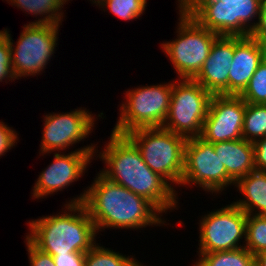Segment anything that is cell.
I'll return each instance as SVG.
<instances>
[{
    "label": "cell",
    "instance_id": "6da1fadb",
    "mask_svg": "<svg viewBox=\"0 0 266 266\" xmlns=\"http://www.w3.org/2000/svg\"><path fill=\"white\" fill-rule=\"evenodd\" d=\"M176 38L160 49L169 57L178 79H193L208 58L214 41L237 19L230 0H213L195 11H179Z\"/></svg>",
    "mask_w": 266,
    "mask_h": 266
},
{
    "label": "cell",
    "instance_id": "7a4b0ae2",
    "mask_svg": "<svg viewBox=\"0 0 266 266\" xmlns=\"http://www.w3.org/2000/svg\"><path fill=\"white\" fill-rule=\"evenodd\" d=\"M95 175L92 184L86 186L79 196L63 204L83 203L98 234L102 235L105 229L144 231L146 227L170 225L150 201L109 181L100 172Z\"/></svg>",
    "mask_w": 266,
    "mask_h": 266
},
{
    "label": "cell",
    "instance_id": "3957f363",
    "mask_svg": "<svg viewBox=\"0 0 266 266\" xmlns=\"http://www.w3.org/2000/svg\"><path fill=\"white\" fill-rule=\"evenodd\" d=\"M105 143L101 150L97 146L94 157L104 163L99 172L105 178L150 201L163 215L180 208L178 191L145 164L140 151L126 135L111 132Z\"/></svg>",
    "mask_w": 266,
    "mask_h": 266
},
{
    "label": "cell",
    "instance_id": "277c9868",
    "mask_svg": "<svg viewBox=\"0 0 266 266\" xmlns=\"http://www.w3.org/2000/svg\"><path fill=\"white\" fill-rule=\"evenodd\" d=\"M62 211L27 223L26 238L39 250L54 256L86 253L98 241V233L83 203L64 204Z\"/></svg>",
    "mask_w": 266,
    "mask_h": 266
},
{
    "label": "cell",
    "instance_id": "5b68a950",
    "mask_svg": "<svg viewBox=\"0 0 266 266\" xmlns=\"http://www.w3.org/2000/svg\"><path fill=\"white\" fill-rule=\"evenodd\" d=\"M157 84V85H156ZM125 90L118 120L111 132L125 135L138 128L162 127L167 117L173 80Z\"/></svg>",
    "mask_w": 266,
    "mask_h": 266
},
{
    "label": "cell",
    "instance_id": "8992f818",
    "mask_svg": "<svg viewBox=\"0 0 266 266\" xmlns=\"http://www.w3.org/2000/svg\"><path fill=\"white\" fill-rule=\"evenodd\" d=\"M125 135L136 145L145 164L178 190L187 138L163 127L138 128Z\"/></svg>",
    "mask_w": 266,
    "mask_h": 266
},
{
    "label": "cell",
    "instance_id": "52a82bcc",
    "mask_svg": "<svg viewBox=\"0 0 266 266\" xmlns=\"http://www.w3.org/2000/svg\"><path fill=\"white\" fill-rule=\"evenodd\" d=\"M60 26L58 24H24L16 42L12 38L10 29H2L9 40L12 70L16 80L29 78V76L38 78L44 73L57 51Z\"/></svg>",
    "mask_w": 266,
    "mask_h": 266
},
{
    "label": "cell",
    "instance_id": "ba28073f",
    "mask_svg": "<svg viewBox=\"0 0 266 266\" xmlns=\"http://www.w3.org/2000/svg\"><path fill=\"white\" fill-rule=\"evenodd\" d=\"M212 94L193 79H175L163 128L185 138L200 137Z\"/></svg>",
    "mask_w": 266,
    "mask_h": 266
},
{
    "label": "cell",
    "instance_id": "9c48e42d",
    "mask_svg": "<svg viewBox=\"0 0 266 266\" xmlns=\"http://www.w3.org/2000/svg\"><path fill=\"white\" fill-rule=\"evenodd\" d=\"M192 185L201 188L206 194H214V197L223 195L229 187L235 185V181L227 174L224 164L216 155L213 144L200 137L187 138L185 144L184 171L180 187L188 189L193 188Z\"/></svg>",
    "mask_w": 266,
    "mask_h": 266
},
{
    "label": "cell",
    "instance_id": "30bf717a",
    "mask_svg": "<svg viewBox=\"0 0 266 266\" xmlns=\"http://www.w3.org/2000/svg\"><path fill=\"white\" fill-rule=\"evenodd\" d=\"M48 113L43 115L40 157L53 152H71L69 149L75 148L74 145L92 136L97 120L106 119L103 111L96 115L85 107H78L70 112Z\"/></svg>",
    "mask_w": 266,
    "mask_h": 266
},
{
    "label": "cell",
    "instance_id": "8fae6325",
    "mask_svg": "<svg viewBox=\"0 0 266 266\" xmlns=\"http://www.w3.org/2000/svg\"><path fill=\"white\" fill-rule=\"evenodd\" d=\"M212 210L202 215L197 223L200 231L197 254L244 247L247 214L233 202Z\"/></svg>",
    "mask_w": 266,
    "mask_h": 266
},
{
    "label": "cell",
    "instance_id": "7c38bea8",
    "mask_svg": "<svg viewBox=\"0 0 266 266\" xmlns=\"http://www.w3.org/2000/svg\"><path fill=\"white\" fill-rule=\"evenodd\" d=\"M90 144L68 153H53L52 162L39 173L35 180L31 189V199L48 198L59 191L63 192L64 189L79 181L95 160L98 142Z\"/></svg>",
    "mask_w": 266,
    "mask_h": 266
},
{
    "label": "cell",
    "instance_id": "4fadbf2b",
    "mask_svg": "<svg viewBox=\"0 0 266 266\" xmlns=\"http://www.w3.org/2000/svg\"><path fill=\"white\" fill-rule=\"evenodd\" d=\"M245 108L239 95H213L200 138L212 144L242 139Z\"/></svg>",
    "mask_w": 266,
    "mask_h": 266
},
{
    "label": "cell",
    "instance_id": "5bb4252c",
    "mask_svg": "<svg viewBox=\"0 0 266 266\" xmlns=\"http://www.w3.org/2000/svg\"><path fill=\"white\" fill-rule=\"evenodd\" d=\"M235 52V21L214 41L210 54L193 78L212 95H229V70Z\"/></svg>",
    "mask_w": 266,
    "mask_h": 266
},
{
    "label": "cell",
    "instance_id": "9a60e30c",
    "mask_svg": "<svg viewBox=\"0 0 266 266\" xmlns=\"http://www.w3.org/2000/svg\"><path fill=\"white\" fill-rule=\"evenodd\" d=\"M261 42L235 20V52L229 72V95H240L263 61Z\"/></svg>",
    "mask_w": 266,
    "mask_h": 266
},
{
    "label": "cell",
    "instance_id": "2e32d148",
    "mask_svg": "<svg viewBox=\"0 0 266 266\" xmlns=\"http://www.w3.org/2000/svg\"><path fill=\"white\" fill-rule=\"evenodd\" d=\"M214 150L227 174L236 182L255 170L253 143L247 140H229L213 144Z\"/></svg>",
    "mask_w": 266,
    "mask_h": 266
},
{
    "label": "cell",
    "instance_id": "e0dca14e",
    "mask_svg": "<svg viewBox=\"0 0 266 266\" xmlns=\"http://www.w3.org/2000/svg\"><path fill=\"white\" fill-rule=\"evenodd\" d=\"M241 198L233 203L247 215L266 216V171L253 170L239 178L234 185Z\"/></svg>",
    "mask_w": 266,
    "mask_h": 266
},
{
    "label": "cell",
    "instance_id": "ac0fdd59",
    "mask_svg": "<svg viewBox=\"0 0 266 266\" xmlns=\"http://www.w3.org/2000/svg\"><path fill=\"white\" fill-rule=\"evenodd\" d=\"M9 5L21 9L23 13L31 14L37 19L30 21L29 24H58L64 21L63 7L70 0H4ZM38 17V18H37Z\"/></svg>",
    "mask_w": 266,
    "mask_h": 266
},
{
    "label": "cell",
    "instance_id": "d6986e66",
    "mask_svg": "<svg viewBox=\"0 0 266 266\" xmlns=\"http://www.w3.org/2000/svg\"><path fill=\"white\" fill-rule=\"evenodd\" d=\"M237 20L257 40L266 38V0H230Z\"/></svg>",
    "mask_w": 266,
    "mask_h": 266
},
{
    "label": "cell",
    "instance_id": "ffe728a7",
    "mask_svg": "<svg viewBox=\"0 0 266 266\" xmlns=\"http://www.w3.org/2000/svg\"><path fill=\"white\" fill-rule=\"evenodd\" d=\"M197 255L192 266H255L254 255L245 247Z\"/></svg>",
    "mask_w": 266,
    "mask_h": 266
},
{
    "label": "cell",
    "instance_id": "44dd1931",
    "mask_svg": "<svg viewBox=\"0 0 266 266\" xmlns=\"http://www.w3.org/2000/svg\"><path fill=\"white\" fill-rule=\"evenodd\" d=\"M266 136V104L246 103L242 138L254 143Z\"/></svg>",
    "mask_w": 266,
    "mask_h": 266
},
{
    "label": "cell",
    "instance_id": "7402d4cb",
    "mask_svg": "<svg viewBox=\"0 0 266 266\" xmlns=\"http://www.w3.org/2000/svg\"><path fill=\"white\" fill-rule=\"evenodd\" d=\"M135 255H125L96 243L85 253V266H131L137 259Z\"/></svg>",
    "mask_w": 266,
    "mask_h": 266
},
{
    "label": "cell",
    "instance_id": "603a6c76",
    "mask_svg": "<svg viewBox=\"0 0 266 266\" xmlns=\"http://www.w3.org/2000/svg\"><path fill=\"white\" fill-rule=\"evenodd\" d=\"M95 6L101 11L112 13L118 19L129 22L142 17L147 7V0H100Z\"/></svg>",
    "mask_w": 266,
    "mask_h": 266
},
{
    "label": "cell",
    "instance_id": "cb8c5ba5",
    "mask_svg": "<svg viewBox=\"0 0 266 266\" xmlns=\"http://www.w3.org/2000/svg\"><path fill=\"white\" fill-rule=\"evenodd\" d=\"M245 248L253 255L266 251V216L247 215Z\"/></svg>",
    "mask_w": 266,
    "mask_h": 266
},
{
    "label": "cell",
    "instance_id": "d4e9b609",
    "mask_svg": "<svg viewBox=\"0 0 266 266\" xmlns=\"http://www.w3.org/2000/svg\"><path fill=\"white\" fill-rule=\"evenodd\" d=\"M246 103L266 104V61L263 60L244 91L239 95Z\"/></svg>",
    "mask_w": 266,
    "mask_h": 266
},
{
    "label": "cell",
    "instance_id": "484cf974",
    "mask_svg": "<svg viewBox=\"0 0 266 266\" xmlns=\"http://www.w3.org/2000/svg\"><path fill=\"white\" fill-rule=\"evenodd\" d=\"M15 80L16 78L12 70L9 40L4 31L0 30V82L7 84L8 82H15Z\"/></svg>",
    "mask_w": 266,
    "mask_h": 266
},
{
    "label": "cell",
    "instance_id": "4316f807",
    "mask_svg": "<svg viewBox=\"0 0 266 266\" xmlns=\"http://www.w3.org/2000/svg\"><path fill=\"white\" fill-rule=\"evenodd\" d=\"M19 134L6 122L0 120V157L6 155L19 142Z\"/></svg>",
    "mask_w": 266,
    "mask_h": 266
},
{
    "label": "cell",
    "instance_id": "83f0119b",
    "mask_svg": "<svg viewBox=\"0 0 266 266\" xmlns=\"http://www.w3.org/2000/svg\"><path fill=\"white\" fill-rule=\"evenodd\" d=\"M24 238L29 266H56L53 256L39 250L26 237Z\"/></svg>",
    "mask_w": 266,
    "mask_h": 266
},
{
    "label": "cell",
    "instance_id": "f1b7e54d",
    "mask_svg": "<svg viewBox=\"0 0 266 266\" xmlns=\"http://www.w3.org/2000/svg\"><path fill=\"white\" fill-rule=\"evenodd\" d=\"M56 266H85V253L72 252L53 256Z\"/></svg>",
    "mask_w": 266,
    "mask_h": 266
},
{
    "label": "cell",
    "instance_id": "f546056e",
    "mask_svg": "<svg viewBox=\"0 0 266 266\" xmlns=\"http://www.w3.org/2000/svg\"><path fill=\"white\" fill-rule=\"evenodd\" d=\"M255 169L266 171V136L253 143Z\"/></svg>",
    "mask_w": 266,
    "mask_h": 266
},
{
    "label": "cell",
    "instance_id": "4dcf8cb0",
    "mask_svg": "<svg viewBox=\"0 0 266 266\" xmlns=\"http://www.w3.org/2000/svg\"><path fill=\"white\" fill-rule=\"evenodd\" d=\"M213 0H177V10L179 11H195L201 9L208 4H210Z\"/></svg>",
    "mask_w": 266,
    "mask_h": 266
},
{
    "label": "cell",
    "instance_id": "1f68e13d",
    "mask_svg": "<svg viewBox=\"0 0 266 266\" xmlns=\"http://www.w3.org/2000/svg\"><path fill=\"white\" fill-rule=\"evenodd\" d=\"M255 266H266V251L254 255Z\"/></svg>",
    "mask_w": 266,
    "mask_h": 266
},
{
    "label": "cell",
    "instance_id": "d6a6232c",
    "mask_svg": "<svg viewBox=\"0 0 266 266\" xmlns=\"http://www.w3.org/2000/svg\"><path fill=\"white\" fill-rule=\"evenodd\" d=\"M262 48H263V59L266 61V38L260 40Z\"/></svg>",
    "mask_w": 266,
    "mask_h": 266
},
{
    "label": "cell",
    "instance_id": "836d02e7",
    "mask_svg": "<svg viewBox=\"0 0 266 266\" xmlns=\"http://www.w3.org/2000/svg\"><path fill=\"white\" fill-rule=\"evenodd\" d=\"M131 266H147V265H144V262L140 261V260H136Z\"/></svg>",
    "mask_w": 266,
    "mask_h": 266
},
{
    "label": "cell",
    "instance_id": "e575fe53",
    "mask_svg": "<svg viewBox=\"0 0 266 266\" xmlns=\"http://www.w3.org/2000/svg\"><path fill=\"white\" fill-rule=\"evenodd\" d=\"M100 0H90V2L92 3V5H96Z\"/></svg>",
    "mask_w": 266,
    "mask_h": 266
}]
</instances>
